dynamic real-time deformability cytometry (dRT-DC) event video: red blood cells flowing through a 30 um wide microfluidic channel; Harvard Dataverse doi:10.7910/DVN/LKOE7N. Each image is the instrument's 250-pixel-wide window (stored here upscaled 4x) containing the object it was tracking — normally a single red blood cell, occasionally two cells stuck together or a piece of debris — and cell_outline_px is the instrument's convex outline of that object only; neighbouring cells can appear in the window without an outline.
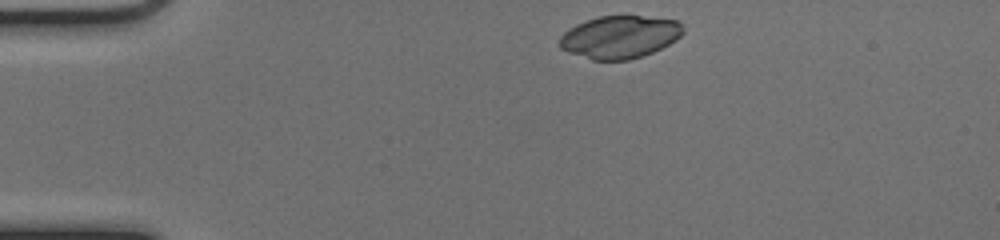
{"species": "common noctule bat (a hibernating species)", "species_latin": "Nyctalus noctula", "temperature_condition": "cold", "stored_images_in_passage": 43, "camera_frame_rate_fps": 3000, "um_per_image_px": 0.085, "animal": {"sex": "female", "body_mass_g": 17.0, "forearm_length_mm": 48.0}, "frame": {"image": 1, "passage_image": 1, "time_ms": 0.0, "image_size_px": [1000, 240], "cell_outline_px": [[684, 32], [676, 40], [652, 52], [628, 60], [592, 60], [568, 52], [560, 48], [560, 36], [568, 28], [576, 24], [600, 16], [640, 16], [680, 20], [684, 28]], "centroid_in_image_um": [52.68, 3.14], "position_along_channel_um": 32.3, "area_um2": 30.63}}
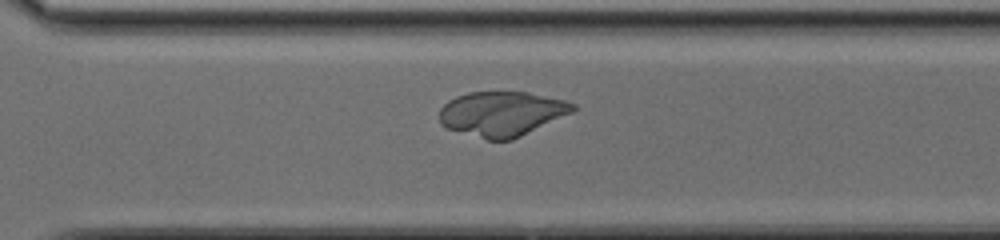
{"frame": {"image": 2, "passage_image": 28, "time_ms": 9.0, "image_size_px": [1000, 240], "cell_outline_px": [[576, 108], [572, 112], [512, 140], [488, 140], [448, 128], [440, 124], [440, 108], [448, 100], [456, 96], [468, 92], [528, 92], [564, 100], [576, 104]], "centroid_in_image_um": [42.64, 9.66], "position_along_channel_um": 328.0, "area_um2": 34.56}}